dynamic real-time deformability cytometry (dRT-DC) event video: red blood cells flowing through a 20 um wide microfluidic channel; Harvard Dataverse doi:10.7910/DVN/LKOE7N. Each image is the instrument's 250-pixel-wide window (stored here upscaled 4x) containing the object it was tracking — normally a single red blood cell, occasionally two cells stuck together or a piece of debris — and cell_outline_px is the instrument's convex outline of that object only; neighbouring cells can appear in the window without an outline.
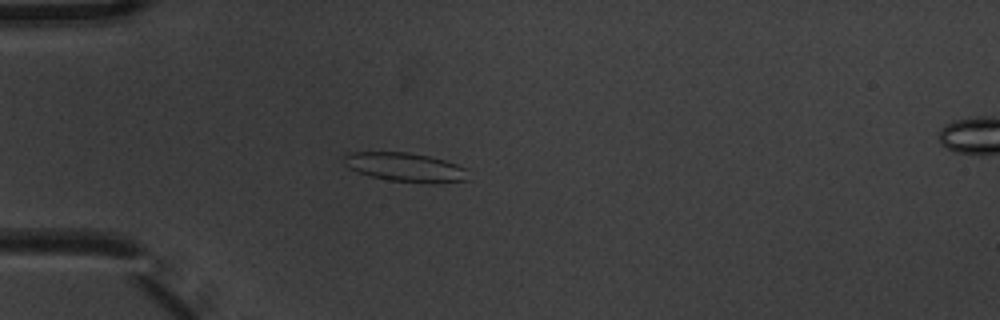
{"species": "common noctule bat (a hibernating species)", "species_latin": "Nyctalus noctula", "temperature_condition": "warm", "stored_images_in_passage": 6, "camera_frame_rate_fps": 3000, "um_per_image_px": 0.085, "animal": {"sex": "male", "body_mass_g": 20.1, "forearm_length_mm": 53.5}, "frame": {"image": 1, "passage_image": 5, "time_ms": 1.333, "image_size_px": [1000, 320], "cell_outline_px": [[468, 180], [388, 180], [368, 176], [348, 168], [344, 164], [344, 156], [348, 152], [408, 152], [428, 156], [444, 160], [456, 164], [464, 168]], "centroid_in_image_um": [34.29, 14.15], "position_along_channel_um": 50.7, "area_um2": 19.88}}